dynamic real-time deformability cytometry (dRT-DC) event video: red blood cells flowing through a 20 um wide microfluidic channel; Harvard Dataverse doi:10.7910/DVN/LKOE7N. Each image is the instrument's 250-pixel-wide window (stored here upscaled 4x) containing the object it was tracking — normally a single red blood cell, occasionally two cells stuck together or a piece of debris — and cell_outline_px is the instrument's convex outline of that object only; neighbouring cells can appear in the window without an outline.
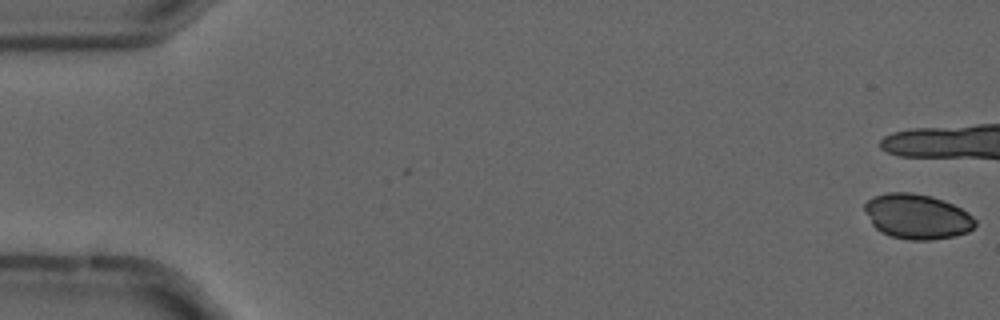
{"species": "common noctule bat (a hibernating species)", "species_latin": "Nyctalus noctula", "temperature_condition": "cold", "stored_images_in_passage": 5, "camera_frame_rate_fps": 3000, "um_per_image_px": 0.085, "animal": {"sex": "male", "forearm_length_mm": 52.5}, "frame": {"image": 1, "passage_image": 1, "time_ms": 0.0, "image_size_px": [1000, 320], "cell_outline_px": [[976, 224], [968, 232], [952, 236], [932, 240], [912, 240], [892, 236], [880, 232], [872, 224], [864, 208], [864, 204], [872, 196], [888, 192], [912, 192], [932, 196], [944, 200], [968, 212], [976, 220]], "centroid_in_image_um": [77.95, 18.39], "position_along_channel_um": 7.1, "area_um2": 28.96}}